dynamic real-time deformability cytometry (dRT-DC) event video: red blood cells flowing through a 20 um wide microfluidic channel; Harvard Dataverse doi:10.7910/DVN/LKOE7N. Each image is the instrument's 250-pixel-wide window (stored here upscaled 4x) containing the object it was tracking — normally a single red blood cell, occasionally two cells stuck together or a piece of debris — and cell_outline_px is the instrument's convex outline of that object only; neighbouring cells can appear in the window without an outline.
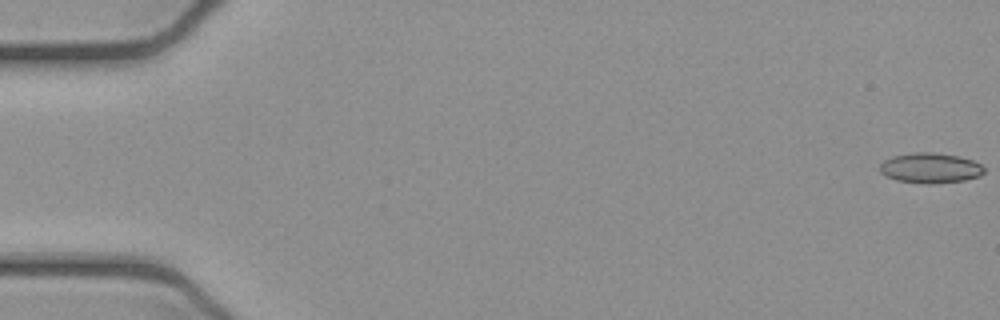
{"species": "common noctule bat (a hibernating species)", "species_latin": "Nyctalus noctula", "temperature_condition": "cold", "stored_images_in_passage": 53, "camera_frame_rate_fps": 3000, "um_per_image_px": 0.085, "animal": {"sex": "female", "body_mass_g": 21.9}, "frame": {"image": 1, "passage_image": 1, "time_ms": 0.0, "image_size_px": [1000, 320], "cell_outline_px": [[984, 172], [980, 176], [964, 180], [936, 184], [924, 184], [896, 180], [880, 172], [880, 164], [884, 160], [892, 156], [912, 152], [936, 152], [960, 156], [972, 160], [980, 164], [984, 168]], "centroid_in_image_um": [79.08, 14.27], "position_along_channel_um": 5.9, "area_um2": 18.55}}
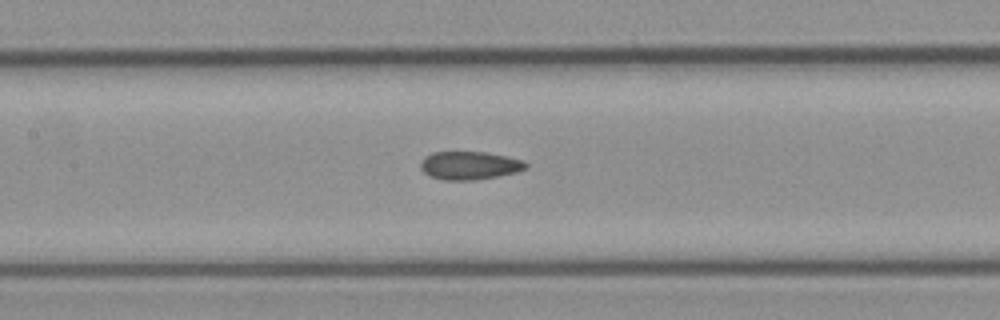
{"frame": {"image": 2, "passage_image": 25, "time_ms": 8.0, "image_size_px": [1000, 320], "cell_outline_px": [[528, 168], [516, 172], [476, 180], [444, 180], [428, 176], [420, 168], [420, 164], [424, 156], [432, 152], [484, 152], [524, 160], [528, 164]], "centroid_in_image_um": [39.89, 14.07], "position_along_channel_um": 167.5, "area_um2": 17.34}}
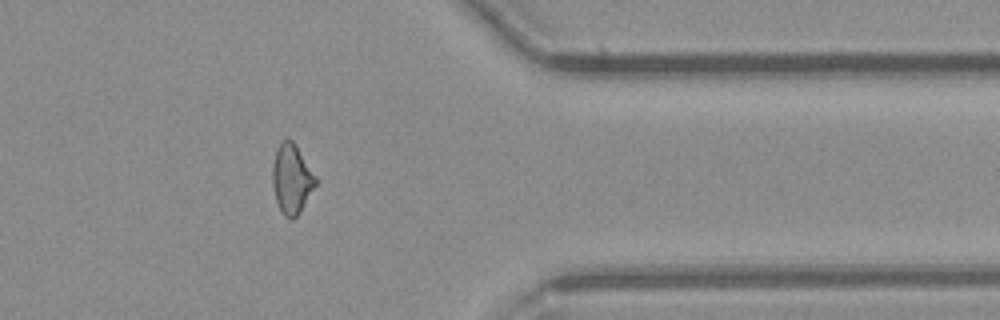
{"frame": {"image": 3, "passage_image": 43, "time_ms": 14.0, "image_size_px": [1000, 320], "cell_outline_px": [[316, 184], [300, 212], [292, 220], [288, 220], [284, 216], [276, 200], [272, 184], [272, 164], [276, 148], [284, 140], [292, 140], [296, 144], [316, 176]], "centroid_in_image_um": [24.78, 15.21], "position_along_channel_um": 386.6, "area_um2": 17.46}, "authors_computed_cell_mechanics": {"area_um2": 17.918, "velocity_mm_per_s": 3.9237, "shape_relaxation_time_tau1_ms": null, "shape_relaxation_time_tau2_ms": 2.7034, "deformation_change_tau1": null, "deformation_change_tau2": 0.0973}}